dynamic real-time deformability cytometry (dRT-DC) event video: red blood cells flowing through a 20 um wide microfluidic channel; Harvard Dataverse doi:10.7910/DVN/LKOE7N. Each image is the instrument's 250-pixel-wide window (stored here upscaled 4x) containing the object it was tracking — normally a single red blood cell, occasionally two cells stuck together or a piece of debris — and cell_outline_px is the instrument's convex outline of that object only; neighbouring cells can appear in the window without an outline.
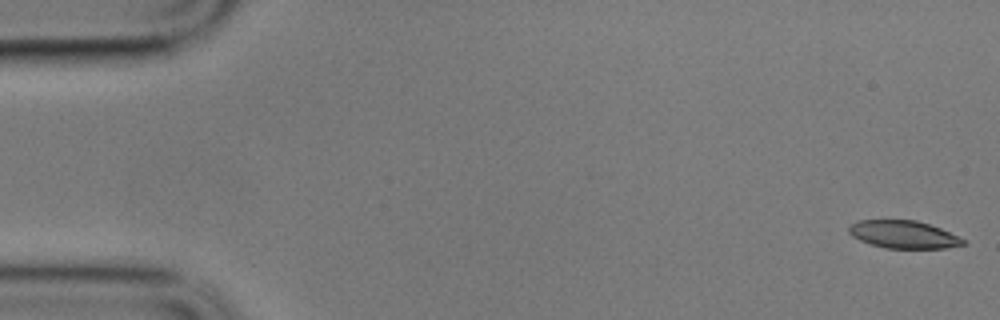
{"species": "common noctule bat (a hibernating species)", "species_latin": "Nyctalus noctula", "temperature_condition": "cold", "stored_images_in_passage": 6, "camera_frame_rate_fps": 3000, "um_per_image_px": 0.085, "animal": {"sex": "male", "body_mass_g": 17.9}, "frame": {"image": 1, "passage_image": 1, "time_ms": 0.0, "image_size_px": [1000, 320], "cell_outline_px": [[968, 244], [944, 248], [884, 248], [860, 240], [852, 236], [848, 232], [848, 228], [856, 220], [916, 220], [940, 228], [964, 240]], "centroid_in_image_um": [76.77, 19.93], "position_along_channel_um": 8.2, "area_um2": 18.26}}